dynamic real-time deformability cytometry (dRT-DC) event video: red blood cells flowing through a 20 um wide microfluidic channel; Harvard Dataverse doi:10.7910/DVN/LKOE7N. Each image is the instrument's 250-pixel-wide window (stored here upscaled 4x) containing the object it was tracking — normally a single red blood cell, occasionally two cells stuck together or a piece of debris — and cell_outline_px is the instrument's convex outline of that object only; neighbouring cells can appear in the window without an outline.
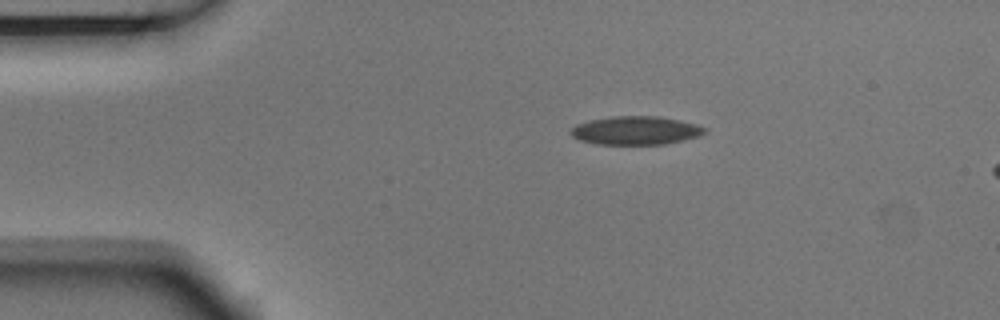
{"species": "Egyptian fruit bat (a non-hibernating species)", "species_latin": "Rousettus aegyptiacus", "temperature_condition": "room temperature", "stored_images_in_passage": 3, "camera_frame_rate_fps": 3000, "um_per_image_px": 0.085, "animal": {"sex": "male"}, "frame": {"image": 1, "passage_image": 1, "time_ms": 0.0, "image_size_px": [1000, 320], "cell_outline_px": [[708, 132], [700, 136], [664, 144], [596, 144], [580, 140], [572, 136], [568, 132], [576, 124], [592, 120], [612, 116], [656, 116], [680, 120], [696, 124], [708, 128]], "centroid_in_image_um": [54.06, 11.09], "position_along_channel_um": 30.9, "area_um2": 22.25}}